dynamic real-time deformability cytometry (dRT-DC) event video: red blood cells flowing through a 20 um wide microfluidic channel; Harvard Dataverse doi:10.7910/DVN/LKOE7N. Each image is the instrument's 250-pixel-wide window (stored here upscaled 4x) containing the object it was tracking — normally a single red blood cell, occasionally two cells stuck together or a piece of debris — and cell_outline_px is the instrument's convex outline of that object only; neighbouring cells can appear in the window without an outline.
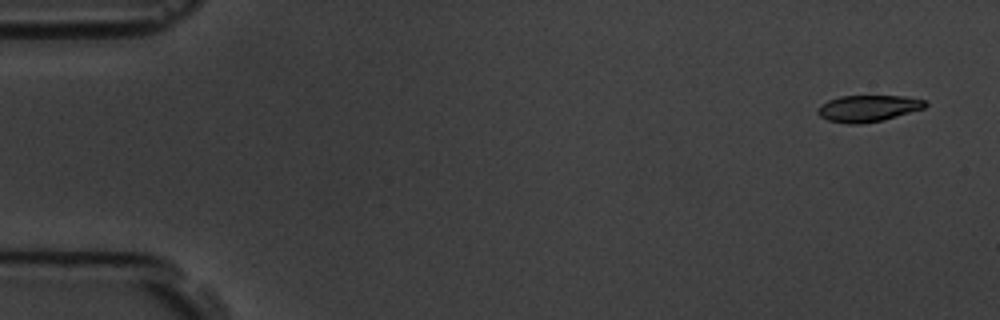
{"species": "common noctule bat (a hibernating species)", "species_latin": "Nyctalus noctula", "temperature_condition": "room temperature", "stored_images_in_passage": 5, "camera_frame_rate_fps": 3000, "um_per_image_px": 0.085, "animal": {"sex": "male", "body_mass_g": 19.5, "forearm_length_mm": 54.6}, "frame": {"image": 1, "passage_image": 1, "time_ms": 0.0, "image_size_px": [1000, 320], "cell_outline_px": [[928, 104], [924, 108], [884, 120], [860, 124], [848, 124], [828, 120], [820, 116], [816, 112], [816, 108], [820, 104], [828, 100], [840, 96], [904, 96], [924, 100]], "centroid_in_image_um": [73.75, 9.21], "position_along_channel_um": 11.3, "area_um2": 16.7}}
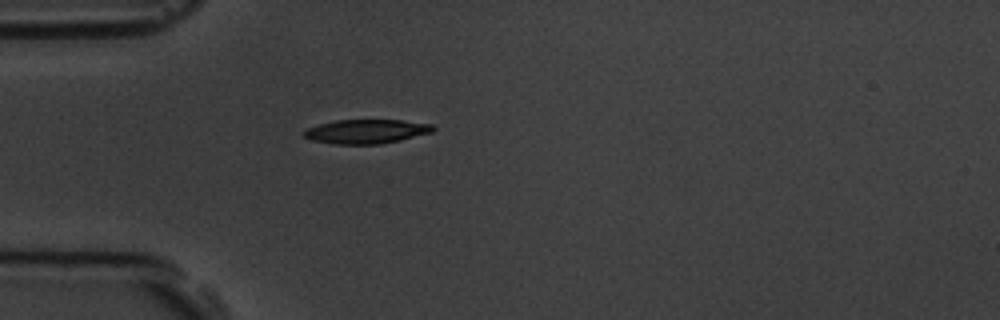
{"frame": {"image": 2, "passage_image": 5, "time_ms": 4.333, "image_size_px": [1000, 320], "cell_outline_px": [[436, 128], [432, 132], [400, 140], [380, 144], [332, 144], [312, 140], [304, 136], [300, 132], [308, 128], [320, 124], [336, 120], [400, 120], [432, 124]], "centroid_in_image_um": [31.12, 11.17], "position_along_channel_um": 53.9, "area_um2": 18.15}}